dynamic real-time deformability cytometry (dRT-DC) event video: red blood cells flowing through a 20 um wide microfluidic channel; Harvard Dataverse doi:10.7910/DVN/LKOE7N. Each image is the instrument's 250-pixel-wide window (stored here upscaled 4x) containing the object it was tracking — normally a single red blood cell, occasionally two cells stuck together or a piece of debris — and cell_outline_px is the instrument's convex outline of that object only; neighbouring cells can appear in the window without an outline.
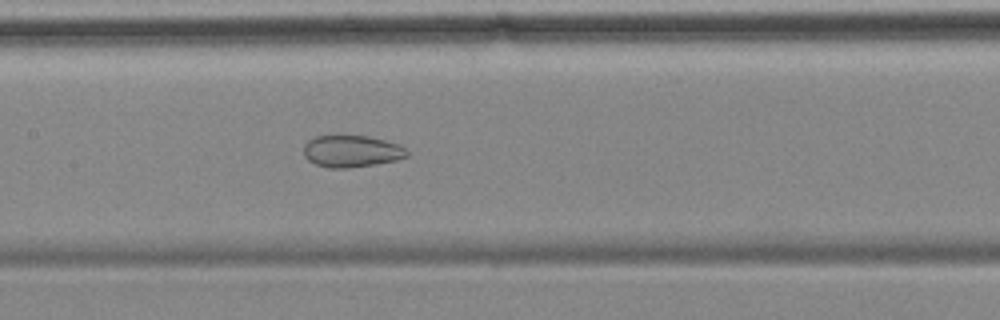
{"species": "common noctule bat (a hibernating species)", "species_latin": "Nyctalus noctula", "temperature_condition": "cold", "stored_images_in_passage": 52, "camera_frame_rate_fps": 3000, "um_per_image_px": 0.085, "animal": {"sex": "female", "body_mass_g": 18.4}, "frame": {"image": 1, "passage_image": 22, "time_ms": 7.0, "image_size_px": [1000, 320], "cell_outline_px": [[408, 156], [396, 160], [376, 164], [348, 168], [328, 168], [316, 164], [308, 160], [304, 156], [304, 144], [308, 140], [316, 136], [368, 136], [400, 144], [408, 152]], "centroid_in_image_um": [29.88, 12.86], "position_along_channel_um": 177.5, "area_um2": 19.19}}
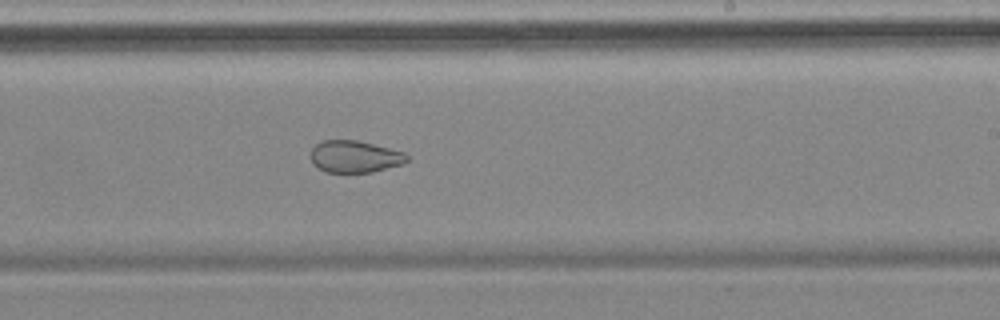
{"frame": {"image": 2, "passage_image": 29, "time_ms": 9.333, "image_size_px": [1000, 320], "cell_outline_px": [[408, 160], [404, 164], [372, 172], [324, 172], [312, 164], [312, 148], [316, 144], [324, 140], [356, 140], [404, 152], [408, 156]], "centroid_in_image_um": [30.16, 13.32], "position_along_channel_um": 258.8, "area_um2": 17.86}}
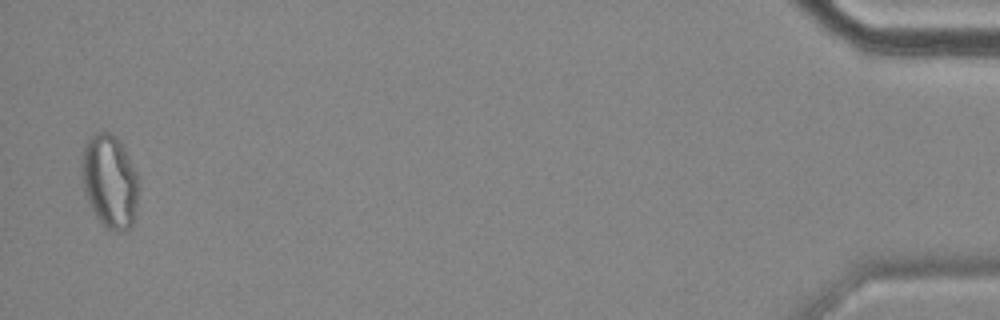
{"frame": {"image": 3, "passage_image": 51, "time_ms": 16.667, "image_size_px": [1000, 320], "cell_outline_px": [[140, 188], [136, 208], [132, 224], [124, 232], [116, 232], [104, 228], [96, 216], [84, 192], [80, 172], [80, 168], [84, 144], [96, 132], [108, 132], [120, 140], [136, 172]], "centroid_in_image_um": [9.32, 15.43], "position_along_channel_um": 425.9, "area_um2": 31.33}, "authors_computed_cell_mechanics": {"area_um2": 25.432, "velocity_mm_per_s": 3.5052, "shape_relaxation_time_tau1_ms": null, "shape_relaxation_time_tau2_ms": 2.4517, "deformation_change_tau1": null, "deformation_change_tau2": 0.0767}}